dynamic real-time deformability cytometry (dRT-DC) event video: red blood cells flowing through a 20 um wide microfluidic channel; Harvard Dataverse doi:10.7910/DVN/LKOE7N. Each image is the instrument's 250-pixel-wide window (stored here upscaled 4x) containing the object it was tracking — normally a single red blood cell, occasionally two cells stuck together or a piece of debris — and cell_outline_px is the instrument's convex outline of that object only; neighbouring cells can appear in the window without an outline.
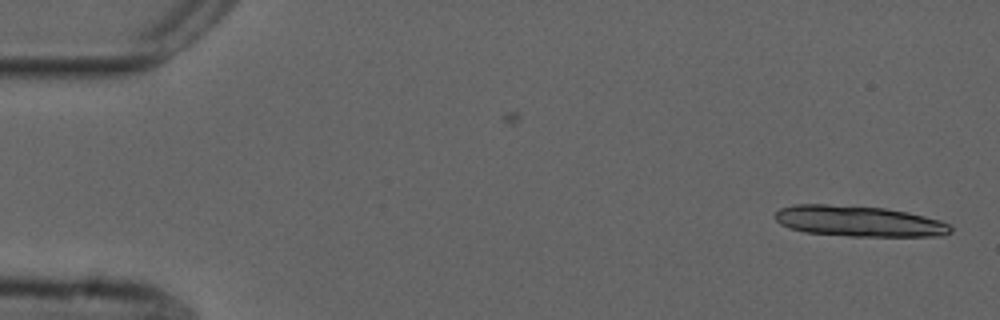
{"species": "common noctule bat (a hibernating species)", "species_latin": "Nyctalus noctula", "temperature_condition": "cold", "stored_images_in_passage": 14, "camera_frame_rate_fps": 3000, "um_per_image_px": 0.085, "animal": {"sex": "male", "forearm_length_mm": 52.5}, "frame": {"image": 1, "passage_image": 1, "time_ms": 0.0, "image_size_px": [1000, 320], "cell_outline_px": [[952, 232], [944, 236], [848, 236], [804, 232], [788, 228], [780, 224], [776, 220], [776, 212], [780, 208], [796, 204], [828, 204], [884, 208], [908, 212], [940, 220], [948, 224], [952, 228]], "centroid_in_image_um": [73.0, 18.8], "position_along_channel_um": 12.0, "area_um2": 31.56}}